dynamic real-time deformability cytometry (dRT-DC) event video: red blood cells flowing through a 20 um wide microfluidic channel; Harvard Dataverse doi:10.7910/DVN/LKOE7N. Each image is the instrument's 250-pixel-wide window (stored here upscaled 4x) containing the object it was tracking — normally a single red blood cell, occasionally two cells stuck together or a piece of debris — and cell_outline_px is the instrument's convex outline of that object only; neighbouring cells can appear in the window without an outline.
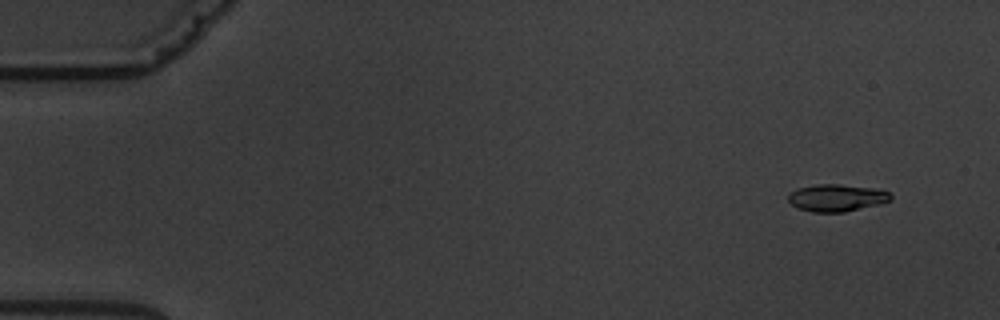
{"species": "common noctule bat (a hibernating species)", "species_latin": "Nyctalus noctula", "temperature_condition": "warm", "stored_images_in_passage": 7, "camera_frame_rate_fps": 3000, "um_per_image_px": 0.085, "animal": {"sex": "male", "body_mass_g": 19.5, "forearm_length_mm": 54.6}, "frame": {"image": 1, "passage_image": 2, "time_ms": 1.333, "image_size_px": [1000, 320], "cell_outline_px": [[892, 200], [880, 204], [844, 212], [812, 212], [800, 208], [792, 204], [788, 200], [788, 196], [796, 188], [816, 184], [840, 184], [872, 188], [888, 192], [892, 196]], "centroid_in_image_um": [71.12, 16.81], "position_along_channel_um": 13.9, "area_um2": 16.13}}
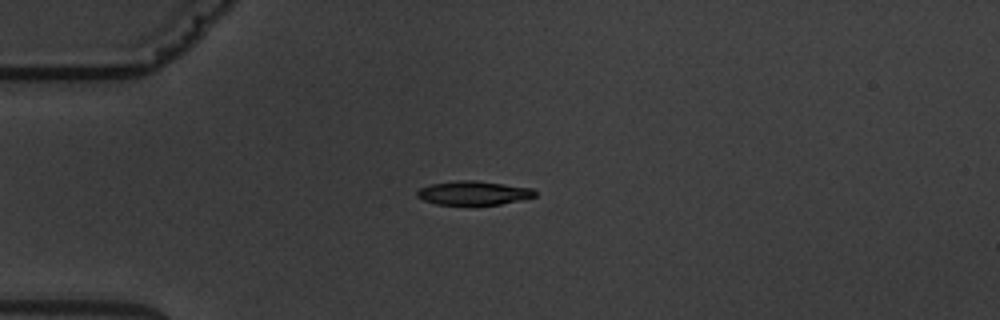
{"frame": {"image": 2, "passage_image": 5, "time_ms": 5.0, "image_size_px": [1000, 320], "cell_outline_px": [[536, 196], [500, 204], [436, 204], [424, 200], [416, 196], [416, 192], [420, 188], [428, 184], [460, 180], [476, 180], [532, 188], [536, 192]], "centroid_in_image_um": [40.21, 16.39], "position_along_channel_um": 44.8, "area_um2": 16.24}}